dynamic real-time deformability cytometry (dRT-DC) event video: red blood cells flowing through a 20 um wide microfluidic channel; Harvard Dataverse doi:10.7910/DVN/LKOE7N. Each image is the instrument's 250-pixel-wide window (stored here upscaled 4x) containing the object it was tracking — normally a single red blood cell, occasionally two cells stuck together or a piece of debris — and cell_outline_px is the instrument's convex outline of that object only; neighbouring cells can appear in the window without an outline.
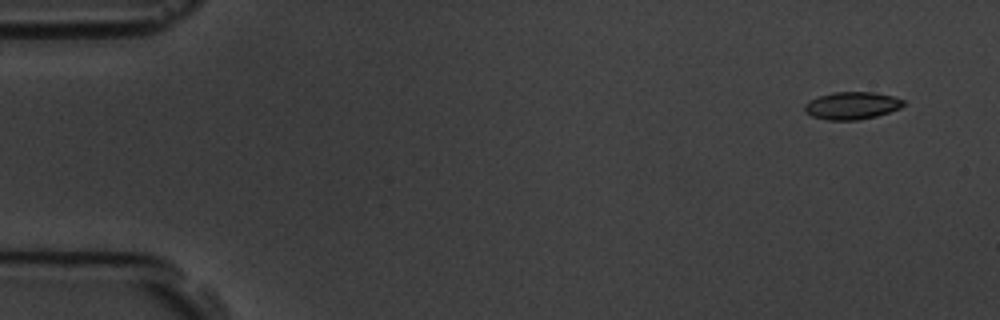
{"species": "common noctule bat (a hibernating species)", "species_latin": "Nyctalus noctula", "temperature_condition": "room temperature", "stored_images_in_passage": 5, "camera_frame_rate_fps": 3000, "um_per_image_px": 0.085, "animal": {"sex": "male", "body_mass_g": 19.5, "forearm_length_mm": 54.6}, "frame": {"image": 1, "passage_image": 2, "time_ms": 1.0, "image_size_px": [1000, 320], "cell_outline_px": [[904, 104], [900, 108], [876, 116], [860, 120], [828, 120], [812, 116], [804, 112], [804, 104], [808, 100], [832, 92], [872, 92], [896, 96], [904, 100]], "centroid_in_image_um": [72.4, 8.97], "position_along_channel_um": 12.6, "area_um2": 15.95}}
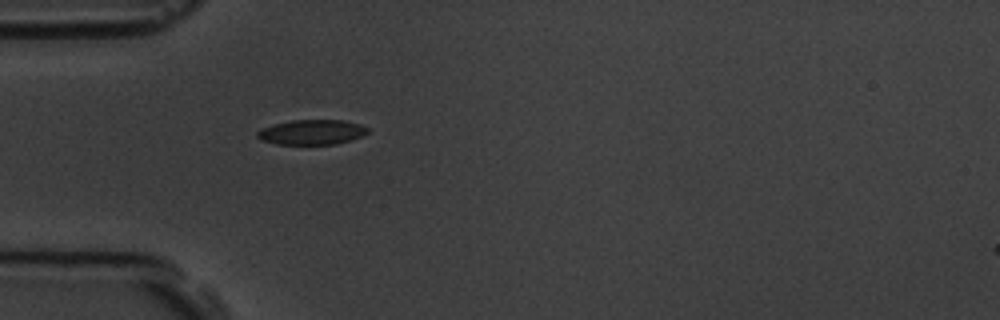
{"frame": {"image": 2, "passage_image": 5, "time_ms": 5.333, "image_size_px": [1000, 320], "cell_outline_px": [[368, 132], [364, 136], [352, 140], [336, 144], [276, 144], [260, 140], [256, 136], [256, 132], [260, 128], [292, 120], [344, 120], [360, 124], [368, 128]], "centroid_in_image_um": [26.51, 11.24], "position_along_channel_um": 58.5, "area_um2": 16.18}}